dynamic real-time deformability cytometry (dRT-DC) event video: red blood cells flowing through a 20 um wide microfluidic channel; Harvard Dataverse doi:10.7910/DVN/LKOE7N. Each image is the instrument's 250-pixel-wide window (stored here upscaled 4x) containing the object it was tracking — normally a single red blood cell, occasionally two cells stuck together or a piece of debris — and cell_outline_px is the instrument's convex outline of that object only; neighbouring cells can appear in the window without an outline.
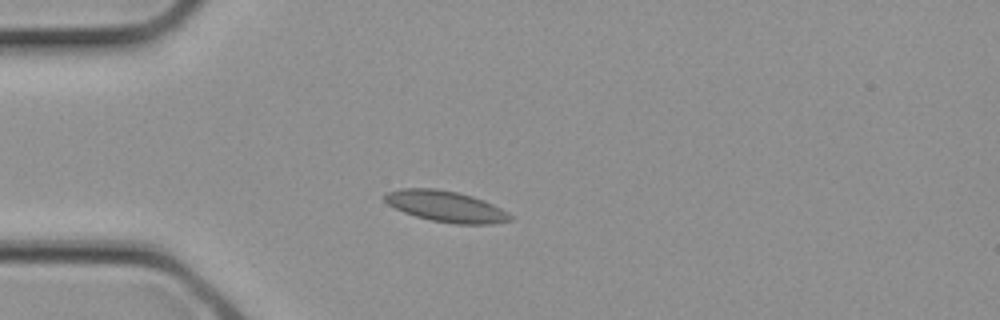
{"species": "common noctule bat (a hibernating species)", "species_latin": "Nyctalus noctula", "temperature_condition": "cold", "stored_images_in_passage": 2, "camera_frame_rate_fps": 3000, "um_per_image_px": 0.085, "animal": {"sex": "female", "body_mass_g": 21.9}, "frame": {"image": 1, "passage_image": 2, "time_ms": 0.333, "image_size_px": [1000, 320], "cell_outline_px": [[512, 220], [492, 224], [456, 224], [432, 220], [416, 216], [404, 212], [388, 204], [384, 200], [384, 192], [400, 188], [436, 188], [456, 192], [472, 196], [484, 200], [508, 212], [512, 216]], "centroid_in_image_um": [37.89, 17.53], "position_along_channel_um": 47.1, "area_um2": 22.66}}